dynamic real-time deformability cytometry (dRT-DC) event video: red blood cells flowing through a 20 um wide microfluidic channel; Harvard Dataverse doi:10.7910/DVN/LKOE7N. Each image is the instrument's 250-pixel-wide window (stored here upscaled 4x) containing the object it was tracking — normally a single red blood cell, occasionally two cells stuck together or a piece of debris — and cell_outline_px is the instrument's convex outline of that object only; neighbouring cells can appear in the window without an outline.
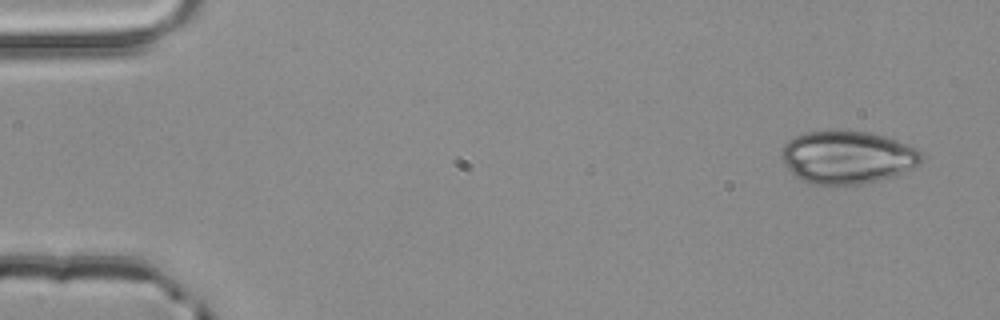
{"species": "common noctule bat (a hibernating species)", "species_latin": "Nyctalus noctula", "temperature_condition": "room temperature", "stored_images_in_passage": 3, "camera_frame_rate_fps": 3000, "um_per_image_px": 0.085, "animal": {"sex": "male", "body_mass_g": 20.4}, "frame": {"image": 1, "passage_image": 1, "time_ms": 0.0, "image_size_px": [1000, 320], "cell_outline_px": [[924, 160], [920, 164], [892, 176], [880, 180], [860, 184], [812, 184], [800, 180], [784, 164], [780, 156], [780, 152], [784, 144], [788, 140], [804, 132], [832, 128], [868, 132], [884, 136], [916, 148], [924, 152]], "centroid_in_image_um": [72.0, 13.33], "position_along_channel_um": 13.0, "area_um2": 43.7}}